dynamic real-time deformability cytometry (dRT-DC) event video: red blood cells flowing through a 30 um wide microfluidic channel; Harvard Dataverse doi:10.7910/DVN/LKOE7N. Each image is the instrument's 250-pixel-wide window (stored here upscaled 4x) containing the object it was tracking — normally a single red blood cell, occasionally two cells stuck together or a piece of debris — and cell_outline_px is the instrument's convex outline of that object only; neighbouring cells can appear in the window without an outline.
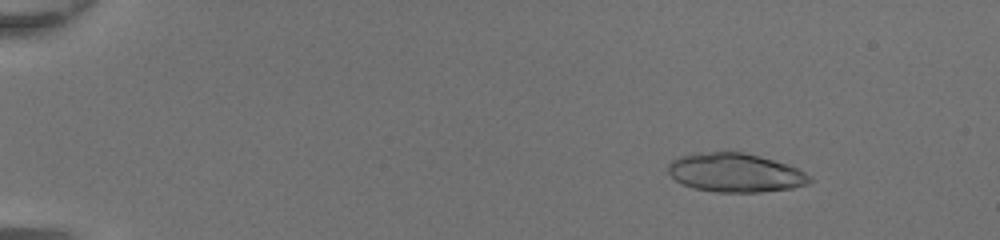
{"species": "common noctule bat (a hibernating species)", "species_latin": "Nyctalus noctula", "temperature_condition": "room temperature", "stored_images_in_passage": 48, "camera_frame_rate_fps": 3000, "um_per_image_px": 0.085, "animal": {"sex": "female", "body_mass_g": 20.0, "forearm_length_mm": 54.0}, "frame": {"image": 1, "passage_image": 7, "time_ms": 2.0, "image_size_px": [1000, 240], "cell_outline_px": [[816, 180], [808, 184], [792, 188], [760, 192], [716, 192], [692, 188], [676, 180], [668, 172], [668, 164], [672, 160], [680, 156], [696, 152], [744, 152], [760, 156], [788, 164], [812, 176]], "centroid_in_image_um": [62.53, 14.68], "position_along_channel_um": 22.5, "area_um2": 32.25}}
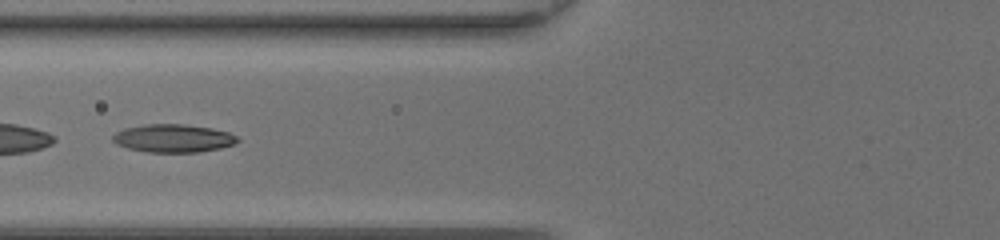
{"frame": {"image": 2, "passage_image": 22, "time_ms": 7.0, "image_size_px": [1000, 240], "cell_outline_px": [[240, 140], [232, 144], [220, 148], [200, 152], [148, 152], [128, 148], [116, 144], [112, 140], [112, 136], [116, 132], [124, 128], [144, 124], [184, 124], [212, 128], [228, 132], [236, 136]], "centroid_in_image_um": [14.7, 11.75], "position_along_channel_um": 111.1, "area_um2": 20.4}}
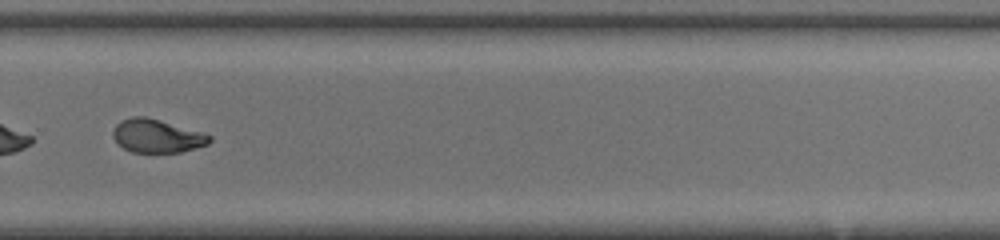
{"frame": {"image": 3, "passage_image": 36, "time_ms": 11.667, "image_size_px": [1000, 240], "cell_outline_px": [[212, 140], [208, 144], [180, 152], [132, 152], [116, 144], [112, 136], [112, 132], [116, 124], [120, 120], [132, 116], [144, 116], [204, 132], [212, 136]], "centroid_in_image_um": [13.31, 11.55], "position_along_channel_um": 316.5, "area_um2": 18.9}, "authors_computed_cell_mechanics": {"area_um2": 20.6346, "velocity_mm_per_s": 4.4093, "shape_relaxation_time_tau1_ms": null, "shape_relaxation_time_tau2_ms": 1.7186, "deformation_change_tau1": null, "deformation_change_tau2": 0.0742}}